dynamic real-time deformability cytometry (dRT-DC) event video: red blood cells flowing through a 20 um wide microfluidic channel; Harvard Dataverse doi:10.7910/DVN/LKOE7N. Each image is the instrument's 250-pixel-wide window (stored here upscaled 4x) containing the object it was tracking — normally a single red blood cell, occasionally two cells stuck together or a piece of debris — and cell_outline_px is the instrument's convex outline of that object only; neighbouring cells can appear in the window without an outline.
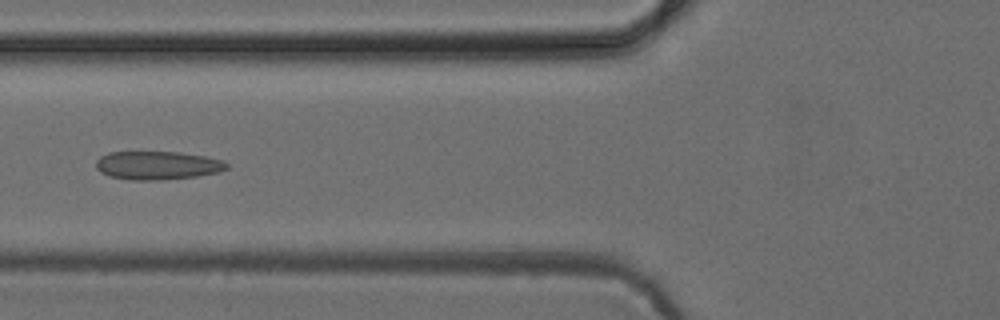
{"species": "common noctule bat (a hibernating species)", "species_latin": "Nyctalus noctula", "temperature_condition": "cold", "stored_images_in_passage": 3, "camera_frame_rate_fps": 3000, "um_per_image_px": 0.085, "animal": {"sex": "female", "body_mass_g": 24.6, "forearm_length_mm": 56.2}, "frame": {"image": 1, "passage_image": 2, "time_ms": 1.333, "image_size_px": [1000, 320], "cell_outline_px": [[228, 168], [220, 172], [196, 176], [160, 180], [132, 180], [108, 176], [100, 172], [96, 168], [96, 160], [100, 156], [108, 152], [180, 152], [204, 156], [220, 160], [228, 164]], "centroid_in_image_um": [13.35, 14.06], "position_along_channel_um": 112.4, "area_um2": 21.68}}
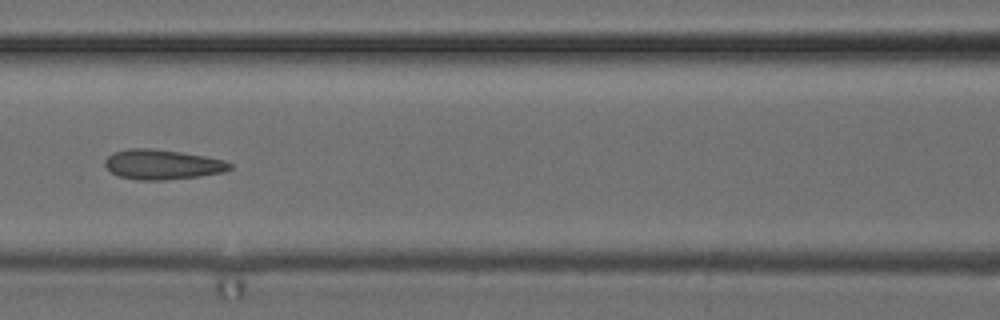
{"frame": {"image": 2, "passage_image": 3, "time_ms": 2.333, "image_size_px": [1000, 320], "cell_outline_px": [[232, 168], [224, 172], [200, 176], [164, 180], [136, 180], [120, 176], [112, 172], [104, 164], [104, 160], [112, 152], [128, 148], [152, 148], [180, 152], [204, 156], [224, 160], [232, 164]], "centroid_in_image_um": [13.79, 13.98], "position_along_channel_um": 152.8, "area_um2": 21.79}}